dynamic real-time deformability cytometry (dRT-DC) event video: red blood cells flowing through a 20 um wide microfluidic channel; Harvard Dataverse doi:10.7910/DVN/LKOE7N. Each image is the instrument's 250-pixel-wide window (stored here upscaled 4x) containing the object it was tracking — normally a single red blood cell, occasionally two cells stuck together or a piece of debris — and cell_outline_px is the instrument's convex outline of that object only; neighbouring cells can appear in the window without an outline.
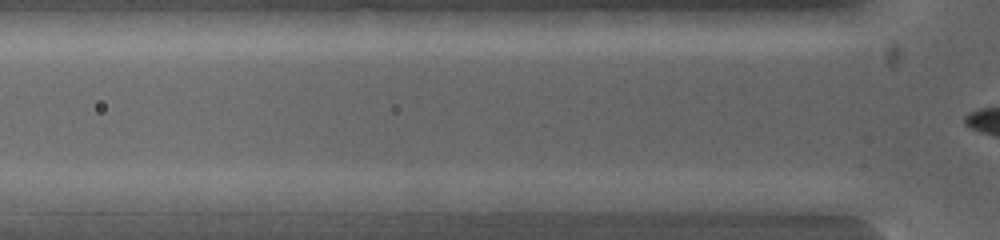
{"species": "common noctule bat (a hibernating species)", "species_latin": "Nyctalus noctula", "temperature_condition": "warm", "stored_images_in_passage": 4, "segment_of_instrument_passage": [1, 2], "camera_frame_rate_fps": 5000, "um_per_image_px": 0.085, "animal": {"sex": "female", "body_mass_g": 19.0, "forearm_length_mm": 53.3}, "frame": {"image": 1, "passage_image": 3, "time_ms": 1.0, "image_size_px": [1000, 240], "cell_outline_px": [[480, 200], [472, 212], [468, 216], [436, 216], [408, 212], [412, 196], [424, 192], [448, 192]], "centroid_in_image_um": [37.6, 17.37], "position_along_channel_um": 88.2, "area_um2": 10.0}}